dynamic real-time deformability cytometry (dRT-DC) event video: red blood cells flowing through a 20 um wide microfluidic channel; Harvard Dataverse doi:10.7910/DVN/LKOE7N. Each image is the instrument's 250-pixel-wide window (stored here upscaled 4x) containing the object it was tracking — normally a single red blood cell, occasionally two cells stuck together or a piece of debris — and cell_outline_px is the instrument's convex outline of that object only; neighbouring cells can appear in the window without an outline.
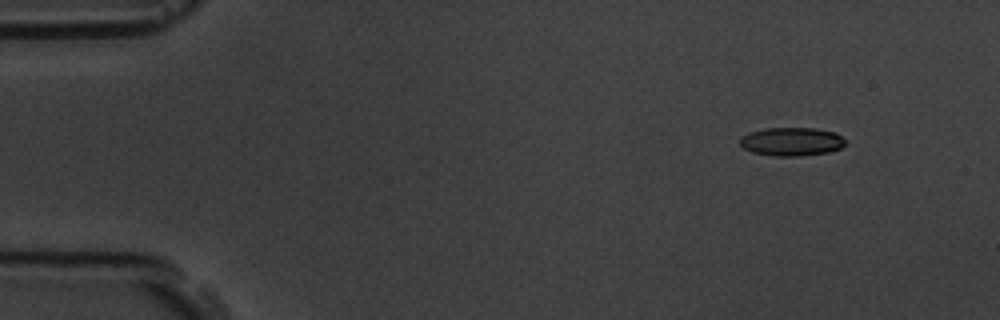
{"species": "common noctule bat (a hibernating species)", "species_latin": "Nyctalus noctula", "temperature_condition": "room temperature", "stored_images_in_passage": 4, "camera_frame_rate_fps": 3000, "um_per_image_px": 0.085, "animal": {"sex": "male", "body_mass_g": 19.5, "forearm_length_mm": 54.6}, "frame": {"image": 1, "passage_image": 1, "time_ms": 0.0, "image_size_px": [1000, 320], "cell_outline_px": [[844, 144], [840, 148], [828, 152], [800, 156], [772, 156], [752, 152], [744, 148], [740, 144], [740, 136], [748, 132], [764, 128], [816, 128], [836, 132], [844, 140]], "centroid_in_image_um": [67.25, 12.03], "position_along_channel_um": 17.8, "area_um2": 17.57}}
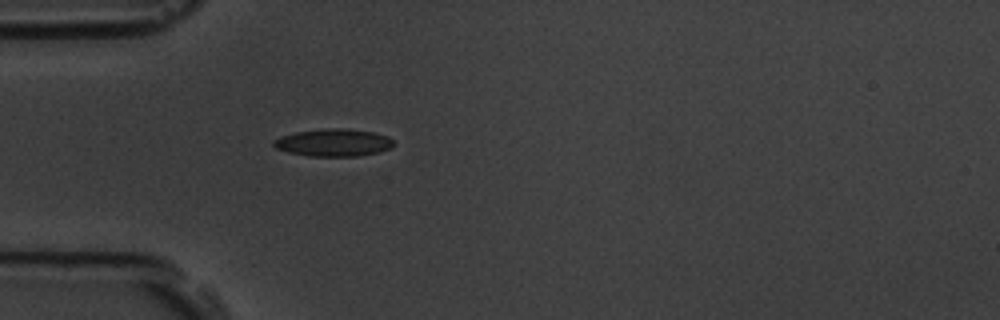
{"frame": {"image": 2, "passage_image": 4, "time_ms": 1.0, "image_size_px": [1000, 320], "cell_outline_px": [[392, 148], [380, 152], [356, 156], [308, 156], [288, 152], [276, 148], [272, 144], [272, 140], [280, 136], [296, 132], [328, 128], [348, 128], [372, 132], [388, 136], [392, 140]], "centroid_in_image_um": [28.33, 12.12], "position_along_channel_um": 56.7, "area_um2": 19.25}}